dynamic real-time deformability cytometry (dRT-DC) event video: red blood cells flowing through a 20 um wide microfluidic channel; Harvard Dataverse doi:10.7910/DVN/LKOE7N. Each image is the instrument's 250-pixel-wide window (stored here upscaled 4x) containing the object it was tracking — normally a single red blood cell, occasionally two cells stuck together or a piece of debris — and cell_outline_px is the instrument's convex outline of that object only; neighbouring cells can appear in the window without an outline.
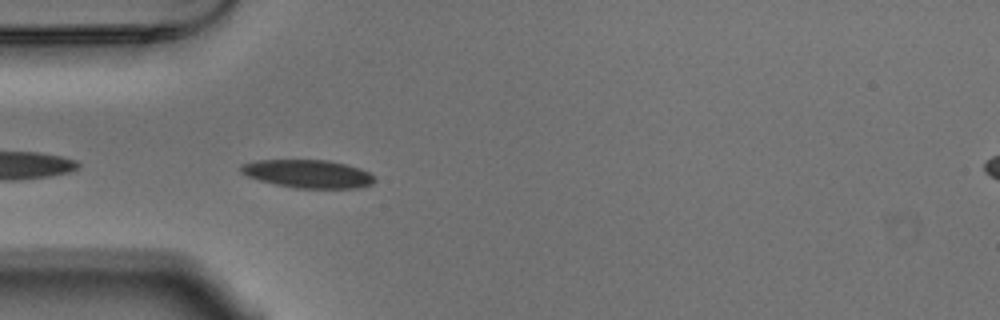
{"species": "Egyptian fruit bat (a non-hibernating species)", "species_latin": "Rousettus aegyptiacus", "temperature_condition": "warm", "stored_images_in_passage": 8, "camera_frame_rate_fps": 3000, "um_per_image_px": 0.085, "animal": {"sex": "male"}, "frame": {"image": 1, "passage_image": 2, "time_ms": 0.333, "image_size_px": [1000, 320], "cell_outline_px": [[376, 180], [372, 184], [360, 188], [296, 188], [276, 184], [260, 180], [248, 176], [240, 172], [240, 164], [256, 160], [328, 160], [360, 168], [376, 176]], "centroid_in_image_um": [26.2, 14.77], "position_along_channel_um": 58.8, "area_um2": 21.96}}
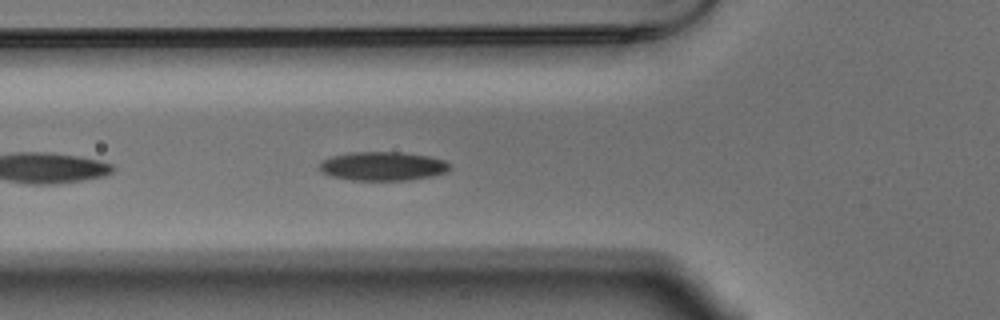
{"frame": {"image": 2, "passage_image": 5, "time_ms": 1.333, "image_size_px": [1000, 320], "cell_outline_px": [[448, 168], [444, 172], [432, 176], [408, 180], [348, 180], [332, 176], [320, 172], [320, 164], [324, 160], [332, 156], [348, 152], [400, 152], [428, 156], [444, 160], [448, 164]], "centroid_in_image_um": [32.49, 14.12], "position_along_channel_um": 93.3, "area_um2": 21.73}}